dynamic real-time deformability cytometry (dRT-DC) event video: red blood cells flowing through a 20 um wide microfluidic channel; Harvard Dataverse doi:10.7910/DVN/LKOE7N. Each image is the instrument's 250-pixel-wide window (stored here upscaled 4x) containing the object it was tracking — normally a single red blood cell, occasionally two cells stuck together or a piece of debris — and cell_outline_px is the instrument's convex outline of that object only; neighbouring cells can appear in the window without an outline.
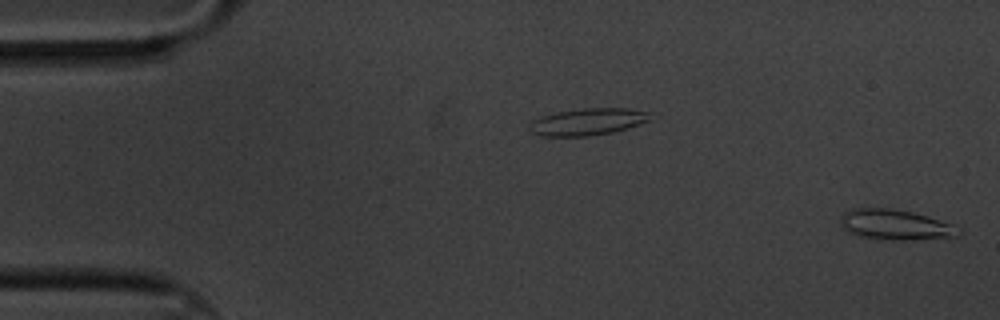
{"species": "common noctule bat (a hibernating species)", "species_latin": "Nyctalus noctula", "temperature_condition": "cold", "stored_images_in_passage": 6, "camera_frame_rate_fps": 3000, "um_per_image_px": 0.085, "animal": {"sex": "male", "body_mass_g": 20.1, "forearm_length_mm": 53.5}, "frame": {"image": 1, "passage_image": 1, "time_ms": 0.0, "image_size_px": [1000, 320], "cell_outline_px": [[964, 232], [956, 236], [912, 240], [892, 240], [860, 236], [848, 232], [840, 224], [840, 216], [844, 212], [856, 208], [888, 208], [912, 212], [952, 224], [960, 228]], "centroid_in_image_um": [76.1, 19.11], "position_along_channel_um": 8.9, "area_um2": 20.75}}
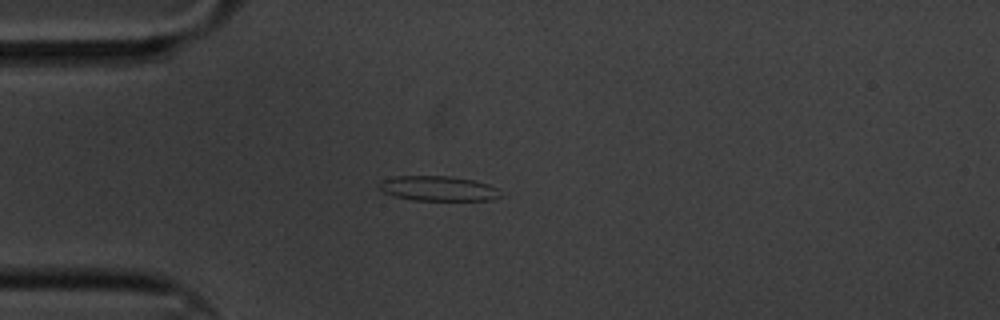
{"frame": {"image": 2, "passage_image": 5, "time_ms": 1.333, "image_size_px": [1000, 320], "cell_outline_px": [[504, 196], [492, 200], [416, 200], [392, 196], [384, 192], [380, 188], [380, 184], [384, 180], [396, 176], [452, 176], [472, 180], [488, 184], [496, 188]], "centroid_in_image_um": [37.3, 16.03], "position_along_channel_um": 47.7, "area_um2": 17.51}}
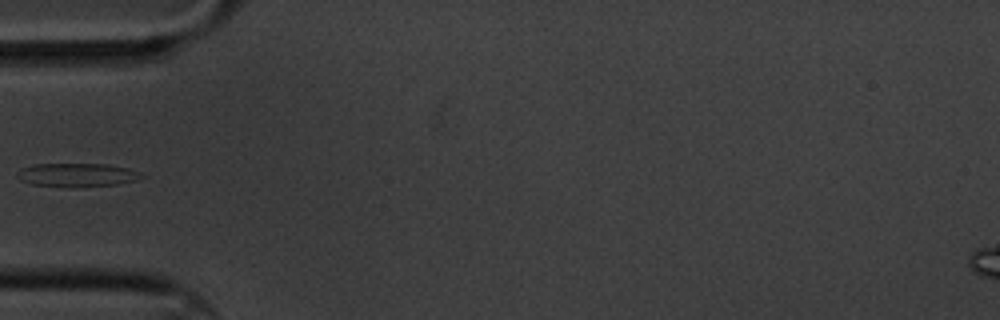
{"frame": {"image": 3, "passage_image": 6, "time_ms": 1.667, "image_size_px": [1000, 320], "cell_outline_px": [[144, 176], [136, 180], [116, 184], [80, 188], [68, 188], [32, 184], [20, 180], [16, 176], [16, 172], [20, 168], [36, 164], [108, 164], [128, 168], [140, 172]], "centroid_in_image_um": [6.52, 14.88], "position_along_channel_um": 78.5, "area_um2": 17.4}}